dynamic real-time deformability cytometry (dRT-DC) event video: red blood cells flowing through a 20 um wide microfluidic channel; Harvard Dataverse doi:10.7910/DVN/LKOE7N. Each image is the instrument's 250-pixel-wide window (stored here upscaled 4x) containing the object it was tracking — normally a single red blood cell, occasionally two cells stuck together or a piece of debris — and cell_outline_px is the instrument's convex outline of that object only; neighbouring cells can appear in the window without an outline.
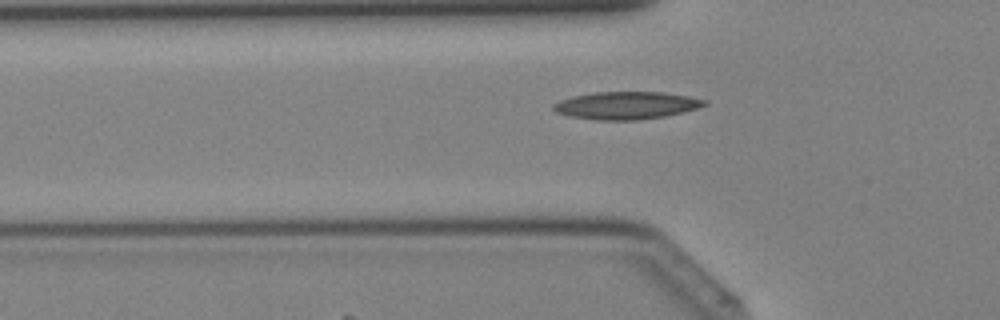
{"species": "Egyptian fruit bat (a non-hibernating species)", "species_latin": "Rousettus aegyptiacus", "temperature_condition": "cold", "stored_images_in_passage": 30, "camera_frame_rate_fps": 3000, "um_per_image_px": 0.085, "animal": {"sex": "female"}, "frame": {"image": 1, "passage_image": 3, "time_ms": 0.667, "image_size_px": [1000, 320], "cell_outline_px": [[708, 104], [684, 112], [664, 116], [636, 120], [596, 120], [568, 116], [556, 112], [552, 108], [552, 104], [560, 100], [572, 96], [596, 92], [660, 92], [688, 96], [708, 100]], "centroid_in_image_um": [53.21, 8.96], "position_along_channel_um": 72.6, "area_um2": 24.28}}
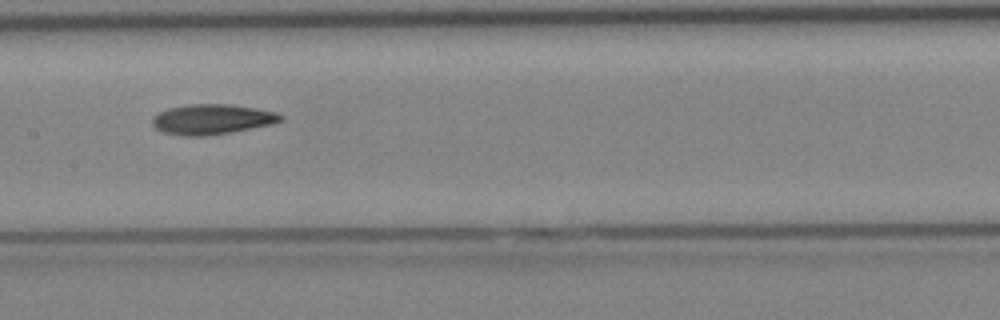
{"frame": {"image": 2, "passage_image": 10, "time_ms": 3.0, "image_size_px": [1000, 320], "cell_outline_px": [[284, 120], [272, 124], [228, 132], [204, 136], [184, 136], [164, 132], [156, 128], [152, 124], [152, 116], [168, 108], [188, 104], [228, 104], [256, 108], [276, 112], [284, 116]], "centroid_in_image_um": [18.02, 10.13], "position_along_channel_um": 189.4, "area_um2": 22.43}}
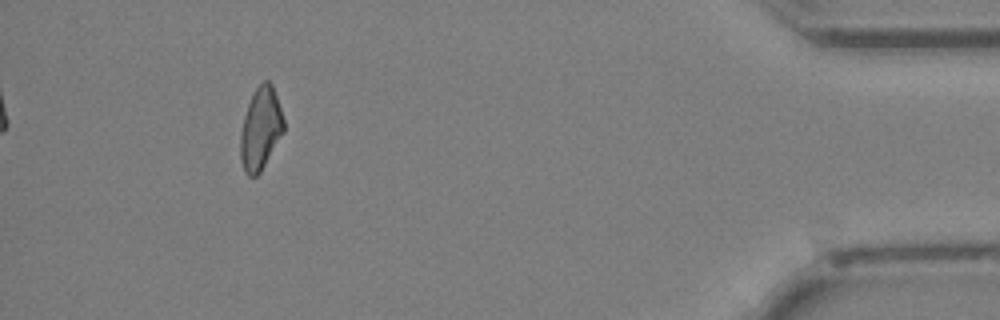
{"frame": {"image": 3, "passage_image": 27, "time_ms": 8.667, "image_size_px": [1000, 320], "cell_outline_px": [[284, 132], [260, 172], [256, 176], [248, 176], [244, 172], [240, 160], [240, 132], [244, 116], [248, 104], [256, 88], [264, 80], [268, 80], [272, 84], [284, 120]], "centroid_in_image_um": [22.14, 10.97], "position_along_channel_um": 413.1, "area_um2": 20.69}}